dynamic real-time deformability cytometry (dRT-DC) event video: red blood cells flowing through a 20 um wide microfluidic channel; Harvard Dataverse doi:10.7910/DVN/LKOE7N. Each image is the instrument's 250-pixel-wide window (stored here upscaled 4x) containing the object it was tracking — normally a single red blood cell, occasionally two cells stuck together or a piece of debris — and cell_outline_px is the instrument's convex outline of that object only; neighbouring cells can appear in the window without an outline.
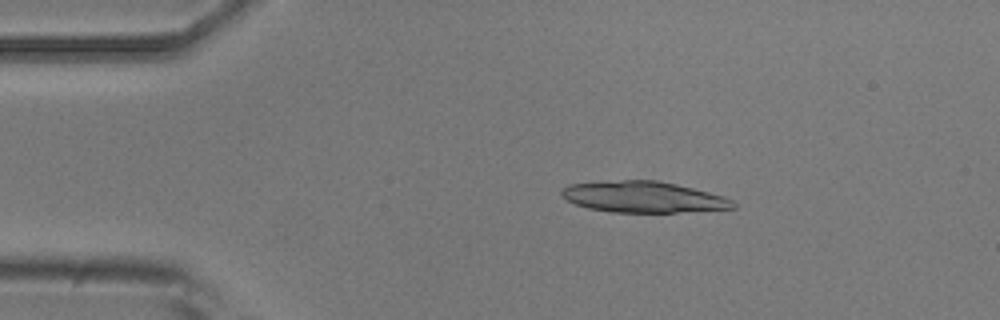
{"species": "common noctule bat (a hibernating species)", "species_latin": "Nyctalus noctula", "temperature_condition": "room temperature", "stored_images_in_passage": 16, "camera_frame_rate_fps": 3000, "um_per_image_px": 0.085, "animal": {"sex": "male", "body_mass_g": 20.5, "forearm_length_mm": 52.5}, "frame": {"image": 1, "passage_image": 9, "time_ms": 2.667, "image_size_px": [1000, 320], "cell_outline_px": [[736, 208], [676, 212], [612, 212], [588, 208], [576, 204], [568, 200], [560, 192], [568, 184], [600, 180], [656, 180], [676, 184], [724, 196], [732, 200], [736, 204]], "centroid_in_image_um": [54.66, 16.73], "position_along_channel_um": 30.3, "area_um2": 31.1}}